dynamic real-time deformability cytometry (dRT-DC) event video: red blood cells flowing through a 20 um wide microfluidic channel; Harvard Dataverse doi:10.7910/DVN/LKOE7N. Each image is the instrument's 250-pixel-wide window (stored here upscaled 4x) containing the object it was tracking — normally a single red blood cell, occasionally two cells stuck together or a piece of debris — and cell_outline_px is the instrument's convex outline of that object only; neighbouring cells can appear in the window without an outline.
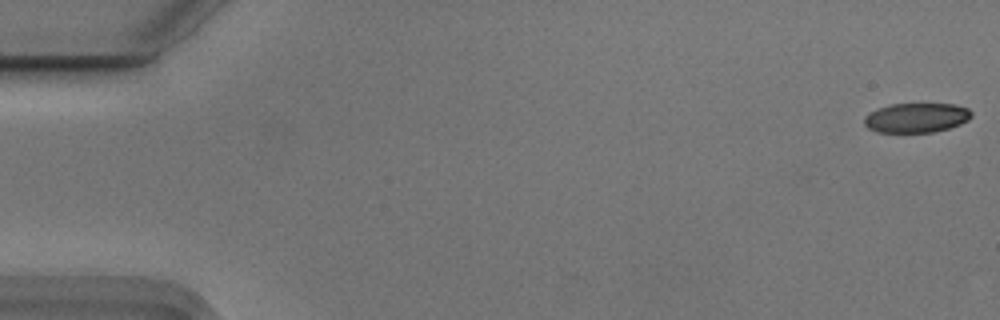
{"species": "Egyptian fruit bat (a non-hibernating species)", "species_latin": "Rousettus aegyptiacus", "temperature_condition": "cold", "stored_images_in_passage": 55, "camera_frame_rate_fps": 3000, "um_per_image_px": 0.085, "animal": {"sex": "male"}, "frame": {"image": 1, "passage_image": 1, "time_ms": 0.0, "image_size_px": [1000, 320], "cell_outline_px": [[972, 116], [968, 120], [960, 124], [948, 128], [932, 132], [876, 132], [868, 128], [864, 124], [864, 116], [868, 112], [892, 104], [956, 104], [968, 108], [972, 112]], "centroid_in_image_um": [77.89, 10.01], "position_along_channel_um": 7.1, "area_um2": 18.5}}
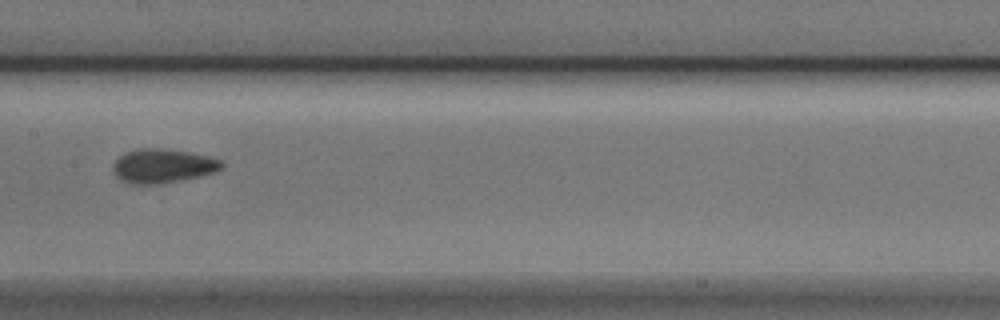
{"frame": {"image": 2, "passage_image": 28, "time_ms": 9.0, "image_size_px": [1000, 320], "cell_outline_px": [[224, 168], [216, 172], [200, 176], [160, 184], [128, 184], [120, 180], [112, 172], [112, 164], [124, 152], [136, 148], [160, 148], [188, 152], [208, 156], [224, 160]], "centroid_in_image_um": [13.83, 14.1], "position_along_channel_um": 193.6, "area_um2": 21.96}}
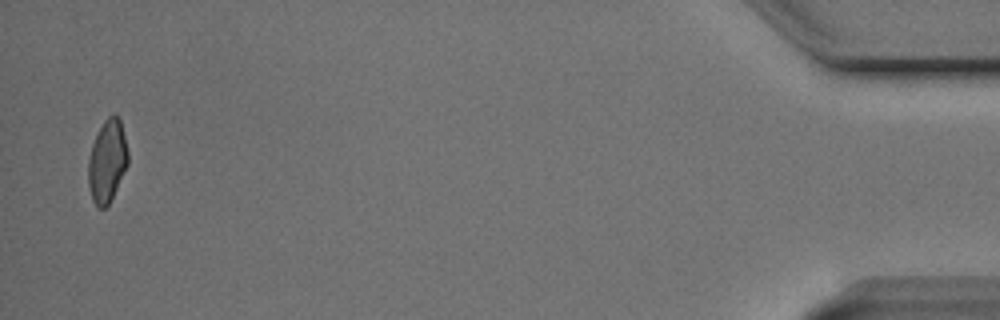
{"frame": {"image": 3, "passage_image": 54, "time_ms": 17.667, "image_size_px": [1000, 320], "cell_outline_px": [[128, 164], [108, 204], [104, 208], [96, 208], [92, 200], [88, 184], [88, 160], [92, 144], [104, 120], [108, 116], [116, 116], [120, 120], [128, 152]], "centroid_in_image_um": [9.09, 13.73], "position_along_channel_um": 426.1, "area_um2": 18.79}, "authors_computed_cell_mechanics": {"area_um2": 20.2878, "velocity_mm_per_s": 3.7266, "shape_relaxation_time_tau1_ms": 3.9128, "shape_relaxation_time_tau2_ms": 1.7428, "deformation_change_tau1": 0.1205, "deformation_change_tau2": 0.0689}}